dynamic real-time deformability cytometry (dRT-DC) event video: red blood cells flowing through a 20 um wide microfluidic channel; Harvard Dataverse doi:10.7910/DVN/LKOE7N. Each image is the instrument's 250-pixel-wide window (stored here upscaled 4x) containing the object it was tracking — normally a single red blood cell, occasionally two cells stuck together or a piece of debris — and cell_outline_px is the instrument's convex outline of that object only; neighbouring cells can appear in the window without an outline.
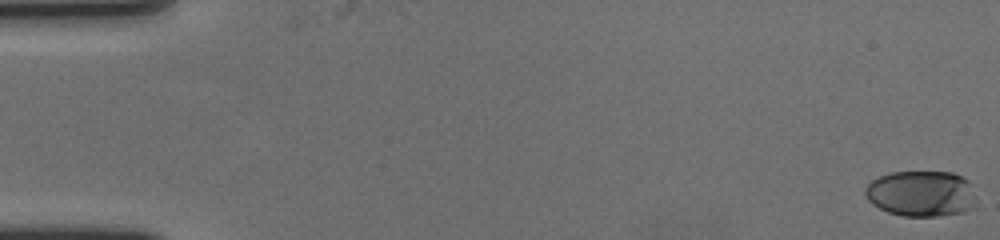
{"species": "human", "species_latin": "Homo sapiens", "temperature_condition": "cold", "stored_images_in_passage": 60, "camera_frame_rate_fps": 3000, "um_per_image_px": 0.085, "donor": {"sex": "female"}, "frame": {"image": 1, "passage_image": 1, "time_ms": 0.0, "image_size_px": [1000, 240], "cell_outline_px": [[976, 208], [964, 212], [940, 216], [904, 216], [888, 212], [872, 204], [868, 200], [864, 192], [864, 188], [872, 180], [880, 176], [892, 172], [952, 172], [968, 180], [976, 200]], "centroid_in_image_um": [78.32, 16.47], "position_along_channel_um": 6.7, "area_um2": 29.88}}
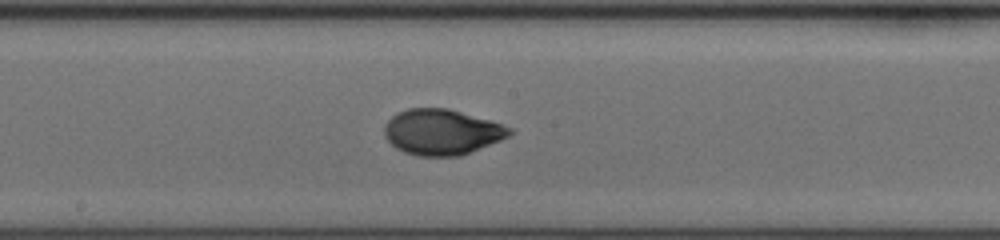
{"frame": {"image": 2, "passage_image": 33, "time_ms": 10.667, "image_size_px": [1000, 240], "cell_outline_px": [[512, 132], [508, 136], [500, 140], [460, 156], [416, 156], [404, 152], [396, 148], [384, 136], [384, 124], [396, 112], [408, 108], [448, 108], [488, 120], [512, 128]], "centroid_in_image_um": [37.5, 11.22], "position_along_channel_um": 210.7, "area_um2": 33.12}}
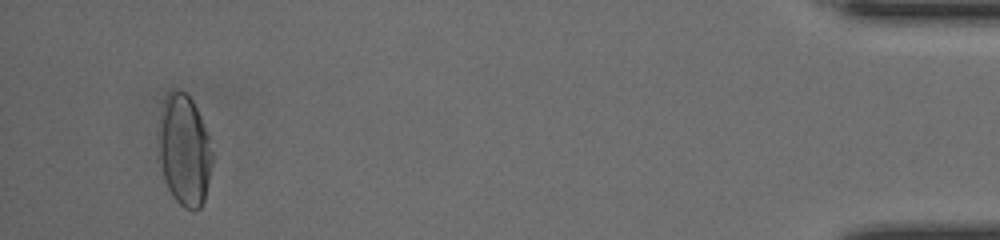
{"frame": {"image": 3, "passage_image": 57, "time_ms": 18.667, "image_size_px": [1000, 240], "cell_outline_px": [[212, 164], [204, 200], [200, 208], [184, 208], [172, 196], [164, 180], [160, 160], [156, 132], [164, 100], [168, 92], [172, 88], [184, 92], [192, 100], [200, 116], [208, 136], [212, 152]], "centroid_in_image_um": [15.63, 12.74], "position_along_channel_um": 419.6, "area_um2": 34.85}, "authors_computed_cell_mechanics": {"area_um2": 32.2524, "velocity_mm_per_s": 3.5554, "shape_relaxation_time_tau1_ms": 4.2764, "shape_relaxation_time_tau2_ms": 0.6752, "deformation_change_tau1": 0.1853, "deformation_change_tau2": 0.0346}}